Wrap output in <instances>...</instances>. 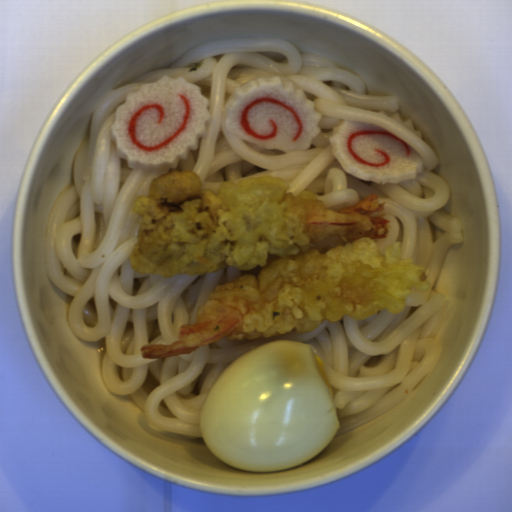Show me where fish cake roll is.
<instances>
[{
  "mask_svg": "<svg viewBox=\"0 0 512 512\" xmlns=\"http://www.w3.org/2000/svg\"><path fill=\"white\" fill-rule=\"evenodd\" d=\"M211 119L209 101L199 86L163 75L130 91L109 126L116 157L129 168H176L198 150Z\"/></svg>",
  "mask_w": 512,
  "mask_h": 512,
  "instance_id": "1",
  "label": "fish cake roll"
},
{
  "mask_svg": "<svg viewBox=\"0 0 512 512\" xmlns=\"http://www.w3.org/2000/svg\"><path fill=\"white\" fill-rule=\"evenodd\" d=\"M224 113L227 132L287 155L310 148L322 117L303 90L276 75L256 77L238 88Z\"/></svg>",
  "mask_w": 512,
  "mask_h": 512,
  "instance_id": "2",
  "label": "fish cake roll"
},
{
  "mask_svg": "<svg viewBox=\"0 0 512 512\" xmlns=\"http://www.w3.org/2000/svg\"><path fill=\"white\" fill-rule=\"evenodd\" d=\"M329 140L335 159L356 179L395 185L417 178L424 168L418 151L373 123L342 119Z\"/></svg>",
  "mask_w": 512,
  "mask_h": 512,
  "instance_id": "3",
  "label": "fish cake roll"
},
{
  "mask_svg": "<svg viewBox=\"0 0 512 512\" xmlns=\"http://www.w3.org/2000/svg\"><path fill=\"white\" fill-rule=\"evenodd\" d=\"M378 113H380V114H382V115H384V116L394 120L395 122L401 124L406 129H408L411 133H413L416 137H418L420 140H422L423 134H422V132L420 130H416L414 128V123H413L412 119L409 118V119H406V120H401L398 112H386L385 110H381Z\"/></svg>",
  "mask_w": 512,
  "mask_h": 512,
  "instance_id": "4",
  "label": "fish cake roll"
}]
</instances>
